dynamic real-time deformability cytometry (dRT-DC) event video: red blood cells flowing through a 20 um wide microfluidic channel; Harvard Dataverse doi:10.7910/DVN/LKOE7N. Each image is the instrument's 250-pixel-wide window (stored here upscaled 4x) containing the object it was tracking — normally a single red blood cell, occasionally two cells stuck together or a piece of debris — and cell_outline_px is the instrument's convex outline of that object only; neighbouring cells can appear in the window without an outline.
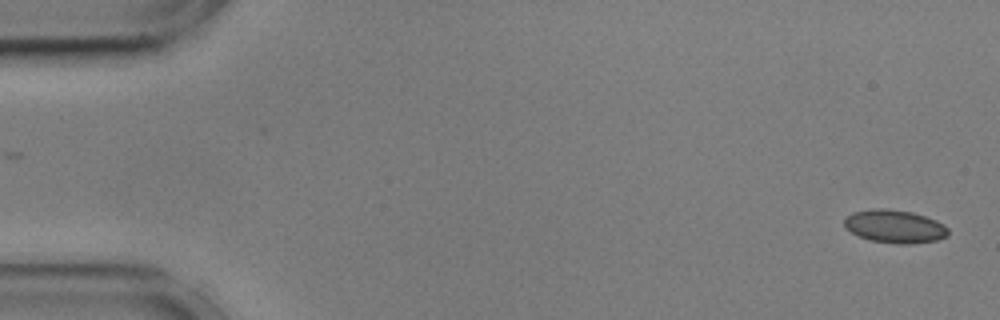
{"species": "common noctule bat (a hibernating species)", "species_latin": "Nyctalus noctula", "temperature_condition": "cold", "stored_images_in_passage": 55, "camera_frame_rate_fps": 3000, "um_per_image_px": 0.085, "animal": {"sex": "male", "body_mass_g": 17.9, "forearm_length_mm": 54.2}, "frame": {"image": 1, "passage_image": 1, "time_ms": 0.0, "image_size_px": [1000, 320], "cell_outline_px": [[948, 236], [936, 240], [908, 244], [896, 244], [868, 240], [844, 228], [844, 220], [852, 212], [880, 208], [884, 208], [912, 212], [936, 220], [944, 224], [948, 228]], "centroid_in_image_um": [76.05, 19.25], "position_along_channel_um": 8.9, "area_um2": 20.0}}
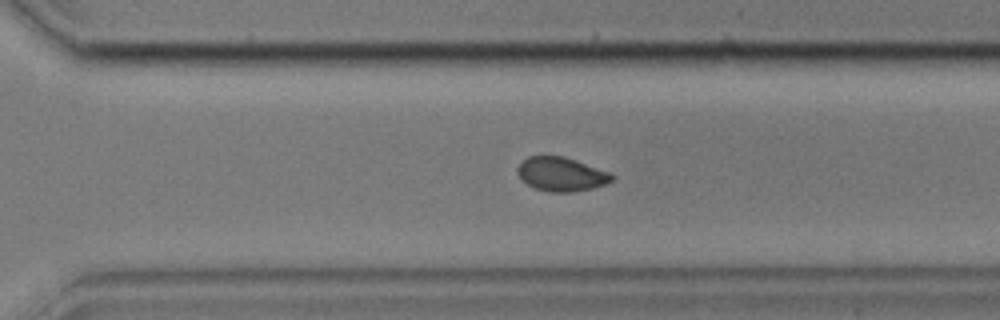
{"frame": {"image": 2, "passage_image": 38, "time_ms": 12.333, "image_size_px": [1000, 320], "cell_outline_px": [[616, 176], [612, 180], [604, 184], [592, 188], [572, 192], [548, 192], [536, 188], [528, 184], [520, 176], [520, 164], [528, 156], [564, 156], [612, 172]], "centroid_in_image_um": [47.79, 14.8], "position_along_channel_um": 322.8, "area_um2": 18.44}}
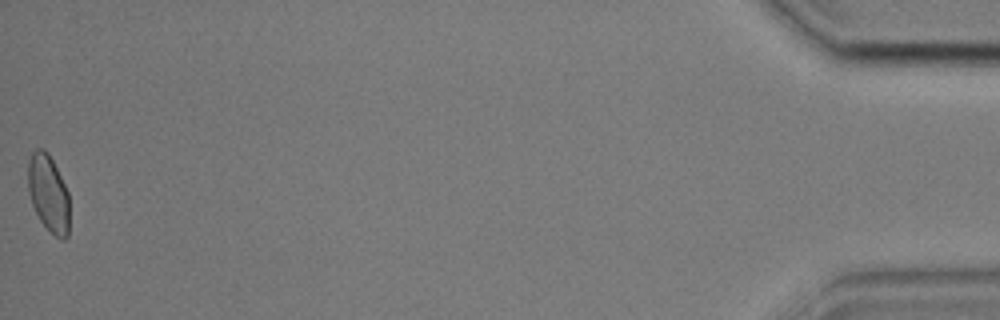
{"frame": {"image": 3, "passage_image": 55, "time_ms": 18.0, "image_size_px": [1000, 320], "cell_outline_px": [[68, 236], [64, 240], [60, 240], [40, 220], [32, 204], [28, 192], [28, 160], [32, 152], [36, 148], [44, 148], [48, 152], [68, 192]], "centroid_in_image_um": [4.1, 16.41], "position_along_channel_um": 431.1, "area_um2": 18.44}, "authors_computed_cell_mechanics": {"area_um2": 19.363, "velocity_mm_per_s": 3.5947, "shape_relaxation_time_tau1_ms": null, "shape_relaxation_time_tau2_ms": 2.9306, "deformation_change_tau1": null, "deformation_change_tau2": 0.047}}